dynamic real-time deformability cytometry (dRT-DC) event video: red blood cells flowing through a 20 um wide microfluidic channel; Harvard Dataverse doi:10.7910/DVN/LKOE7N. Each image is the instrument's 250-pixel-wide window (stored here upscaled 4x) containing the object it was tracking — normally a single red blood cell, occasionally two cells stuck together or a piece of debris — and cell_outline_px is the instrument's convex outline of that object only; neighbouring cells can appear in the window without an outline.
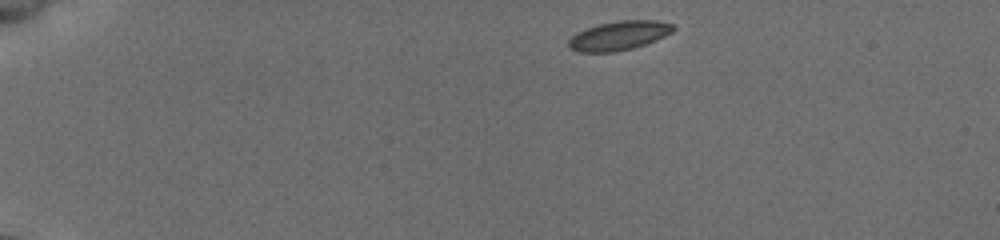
{"species": "common noctule bat (a hibernating species)", "species_latin": "Nyctalus noctula", "temperature_condition": "cold", "stored_images_in_passage": 45, "camera_frame_rate_fps": 3000, "um_per_image_px": 0.085, "animal": {"sex": "female", "body_mass_g": 19.5, "forearm_length_mm": 54.1}, "frame": {"image": 1, "passage_image": 1, "time_ms": 0.0, "image_size_px": [1000, 240], "cell_outline_px": [[676, 28], [672, 32], [656, 40], [632, 48], [612, 52], [580, 52], [568, 48], [568, 40], [572, 36], [588, 28], [600, 24], [620, 20], [656, 20], [672, 24]], "centroid_in_image_um": [52.62, 3.03], "position_along_channel_um": 32.4, "area_um2": 17.51}}
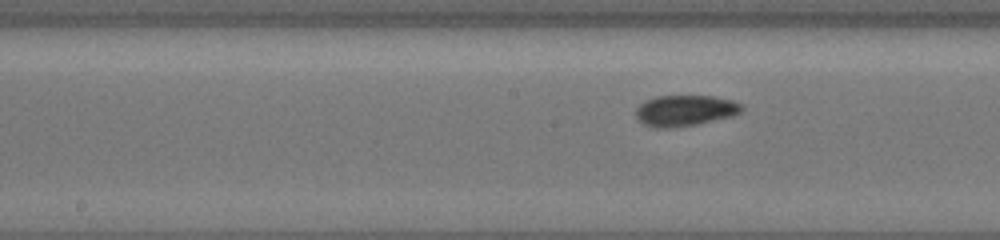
{"frame": {"image": 2, "passage_image": 20, "time_ms": 6.333, "image_size_px": [1000, 240], "cell_outline_px": [[740, 112], [732, 116], [696, 124], [672, 128], [656, 128], [644, 124], [636, 116], [636, 108], [640, 104], [656, 96], [712, 96], [732, 100], [740, 104]], "centroid_in_image_um": [58.19, 9.4], "position_along_channel_um": 190.0, "area_um2": 18.79}}
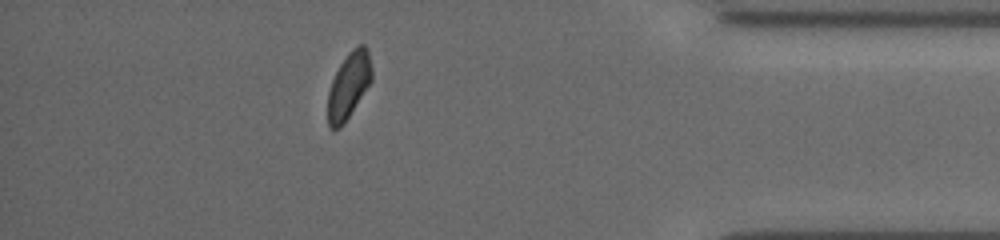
{"frame": {"image": 3, "passage_image": 39, "time_ms": 12.667, "image_size_px": [1000, 240], "cell_outline_px": [[372, 80], [344, 124], [340, 128], [328, 128], [328, 92], [332, 80], [340, 64], [348, 52], [352, 48], [360, 44], [364, 44], [368, 52], [372, 68]], "centroid_in_image_um": [29.64, 7.26], "position_along_channel_um": 405.6, "area_um2": 16.88}, "authors_computed_cell_mechanics": {"area_um2": 17.6868, "velocity_mm_per_s": 3.8599, "shape_relaxation_time_tau1_ms": 3.3506, "shape_relaxation_time_tau2_ms": 1.562, "deformation_change_tau1": 0.0594, "deformation_change_tau2": 0.0431}}